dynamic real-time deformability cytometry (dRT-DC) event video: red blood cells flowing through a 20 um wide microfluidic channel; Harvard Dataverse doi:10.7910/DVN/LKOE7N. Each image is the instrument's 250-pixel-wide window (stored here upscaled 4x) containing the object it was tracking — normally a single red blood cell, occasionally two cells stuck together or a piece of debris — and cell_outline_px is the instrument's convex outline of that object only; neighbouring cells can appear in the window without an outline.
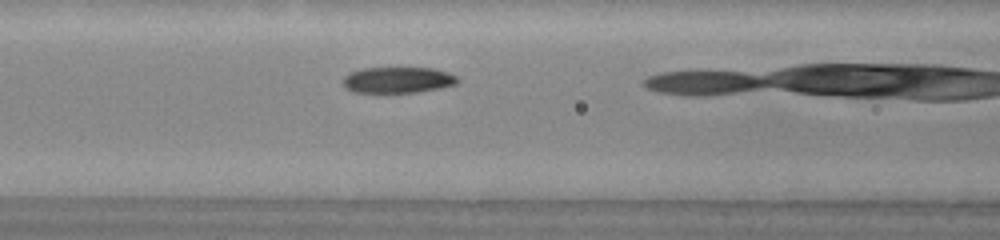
{"species": "common noctule bat (a hibernating species)", "species_latin": "Nyctalus noctula", "temperature_condition": "warm", "stored_images_in_passage": 9, "camera_frame_rate_fps": 3000, "um_per_image_px": 0.085, "animal": {"sex": "male", "body_mass_g": 20.0, "forearm_length_mm": 53.3}, "frame": {"image": 1, "passage_image": 8, "time_ms": 2.333, "image_size_px": [1000, 240], "cell_outline_px": [[460, 80], [456, 84], [440, 88], [416, 92], [352, 92], [344, 88], [344, 76], [348, 72], [360, 68], [432, 68], [448, 72], [456, 76]], "centroid_in_image_um": [33.79, 6.79], "position_along_channel_um": 132.8, "area_um2": 17.46}}